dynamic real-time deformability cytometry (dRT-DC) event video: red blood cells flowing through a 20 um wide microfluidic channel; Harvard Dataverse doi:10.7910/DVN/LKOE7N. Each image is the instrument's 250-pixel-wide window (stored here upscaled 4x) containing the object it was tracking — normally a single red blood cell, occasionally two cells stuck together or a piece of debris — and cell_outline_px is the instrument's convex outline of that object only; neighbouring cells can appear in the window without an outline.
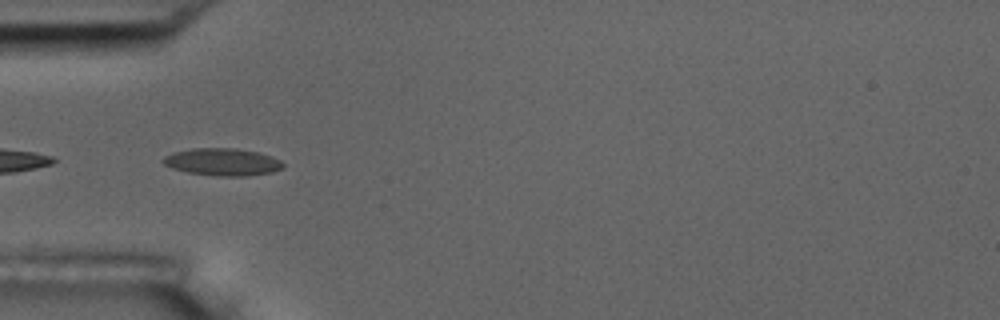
{"species": "common noctule bat (a hibernating species)", "species_latin": "Nyctalus noctula", "temperature_condition": "room temperature", "stored_images_in_passage": 25, "segment_of_instrument_passage": [2, 2], "camera_frame_rate_fps": 3000, "um_per_image_px": 0.085, "animal": {"sex": "male", "body_mass_g": 17.5, "forearm_length_mm": 52.3}, "frame": {"image": 1, "passage_image": 17, "time_ms": 5.333, "image_size_px": [1000, 320], "cell_outline_px": [[284, 168], [272, 172], [248, 176], [216, 176], [188, 172], [172, 168], [164, 164], [160, 160], [164, 156], [172, 152], [192, 148], [236, 148], [256, 152], [280, 160], [284, 164]], "centroid_in_image_um": [18.88, 13.77], "position_along_channel_um": 66.1, "area_um2": 19.13}}